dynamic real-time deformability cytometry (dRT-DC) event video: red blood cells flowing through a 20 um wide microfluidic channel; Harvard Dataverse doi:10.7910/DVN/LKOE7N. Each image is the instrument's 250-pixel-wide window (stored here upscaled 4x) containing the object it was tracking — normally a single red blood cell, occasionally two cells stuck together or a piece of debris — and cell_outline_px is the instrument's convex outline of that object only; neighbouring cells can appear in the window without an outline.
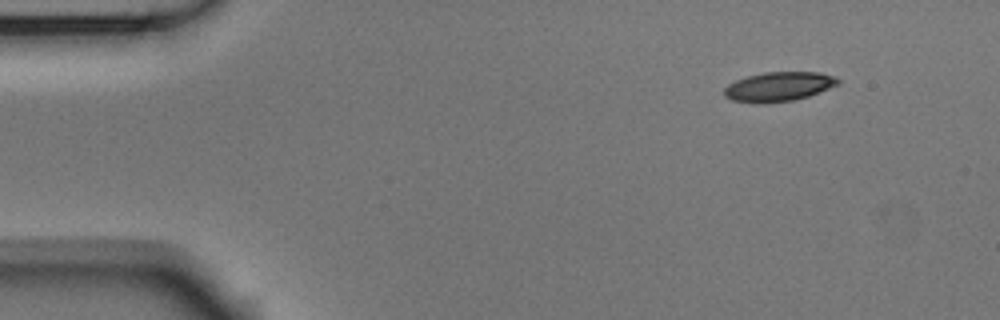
{"species": "Egyptian fruit bat (a non-hibernating species)", "species_latin": "Rousettus aegyptiacus", "temperature_condition": "room temperature", "stored_images_in_passage": 3, "camera_frame_rate_fps": 3000, "um_per_image_px": 0.085, "animal": {"sex": "male"}, "frame": {"image": 1, "passage_image": 1, "time_ms": 0.0, "image_size_px": [1000, 320], "cell_outline_px": [[840, 84], [808, 96], [792, 100], [732, 100], [724, 96], [724, 88], [728, 84], [736, 80], [748, 76], [764, 72], [820, 72], [836, 76], [840, 80]], "centroid_in_image_um": [66.27, 7.3], "position_along_channel_um": 18.7, "area_um2": 18.67}}
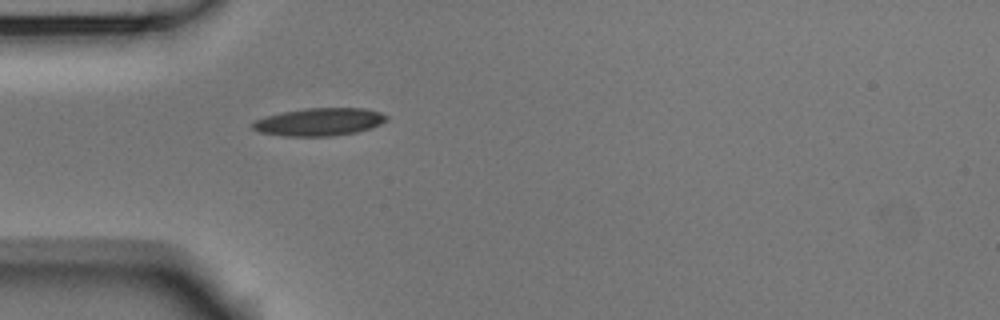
{"frame": {"image": 2, "passage_image": 3, "time_ms": 0.667, "image_size_px": [1000, 320], "cell_outline_px": [[388, 120], [380, 124], [356, 132], [332, 136], [284, 136], [260, 132], [252, 128], [252, 124], [256, 120], [264, 116], [280, 112], [304, 108], [364, 108], [380, 112], [388, 116]], "centroid_in_image_um": [27.13, 10.35], "position_along_channel_um": 57.9, "area_um2": 21.68}}